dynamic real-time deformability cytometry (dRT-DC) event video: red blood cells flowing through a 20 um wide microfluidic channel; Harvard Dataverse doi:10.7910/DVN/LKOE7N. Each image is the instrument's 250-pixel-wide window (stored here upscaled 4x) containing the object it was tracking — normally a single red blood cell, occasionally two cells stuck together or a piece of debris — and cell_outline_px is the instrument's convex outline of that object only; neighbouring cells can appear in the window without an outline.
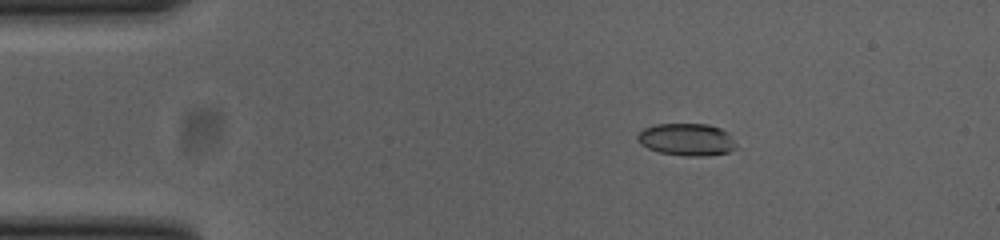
{"species": "common noctule bat (a hibernating species)", "species_latin": "Nyctalus noctula", "temperature_condition": "cold", "stored_images_in_passage": 45, "camera_frame_rate_fps": 3000, "um_per_image_px": 0.085, "animal": {"sex": "female", "body_mass_g": 23.0, "forearm_length_mm": 53.4}, "frame": {"image": 1, "passage_image": 1, "time_ms": 0.0, "image_size_px": [1000, 240], "cell_outline_px": [[736, 148], [728, 152], [704, 156], [684, 156], [660, 152], [648, 148], [640, 144], [636, 140], [636, 136], [644, 128], [656, 124], [708, 124], [720, 128], [728, 132]], "centroid_in_image_um": [58.34, 11.86], "position_along_channel_um": 26.7, "area_um2": 18.5}}
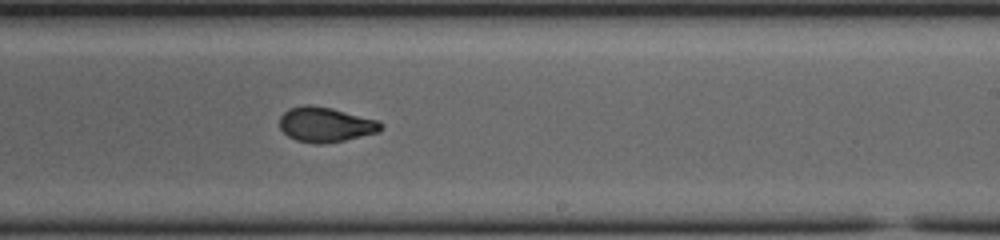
{"frame": {"image": 2, "passage_image": 24, "time_ms": 7.667, "image_size_px": [1000, 240], "cell_outline_px": [[384, 128], [376, 132], [344, 140], [324, 144], [316, 144], [296, 140], [288, 136], [280, 128], [280, 116], [288, 108], [304, 104], [308, 104], [332, 108], [380, 120], [384, 124]], "centroid_in_image_um": [27.68, 10.57], "position_along_channel_um": 261.3, "area_um2": 20.75}}
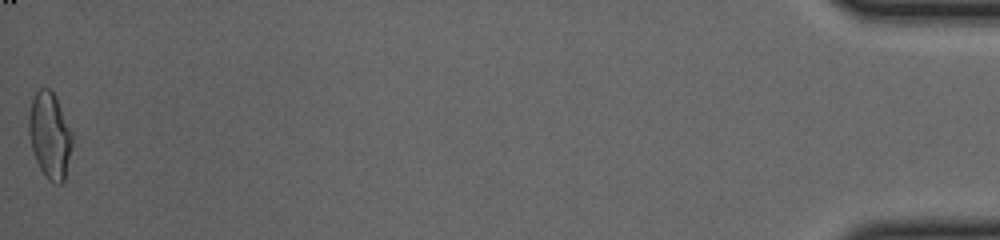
{"frame": {"image": 3, "passage_image": 45, "time_ms": 14.667, "image_size_px": [1000, 240], "cell_outline_px": [[72, 144], [64, 180], [60, 184], [56, 184], [48, 180], [40, 168], [36, 160], [32, 148], [28, 132], [28, 116], [32, 100], [36, 92], [40, 88], [48, 88], [56, 96], [72, 132]], "centroid_in_image_um": [4.22, 11.5], "position_along_channel_um": 431.0, "area_um2": 21.68}, "authors_computed_cell_mechanics": {"area_um2": 20.4034, "velocity_mm_per_s": 3.8682, "shape_relaxation_time_tau1_ms": null, "shape_relaxation_time_tau2_ms": 1.6505, "deformation_change_tau1": null, "deformation_change_tau2": 0.0509}}